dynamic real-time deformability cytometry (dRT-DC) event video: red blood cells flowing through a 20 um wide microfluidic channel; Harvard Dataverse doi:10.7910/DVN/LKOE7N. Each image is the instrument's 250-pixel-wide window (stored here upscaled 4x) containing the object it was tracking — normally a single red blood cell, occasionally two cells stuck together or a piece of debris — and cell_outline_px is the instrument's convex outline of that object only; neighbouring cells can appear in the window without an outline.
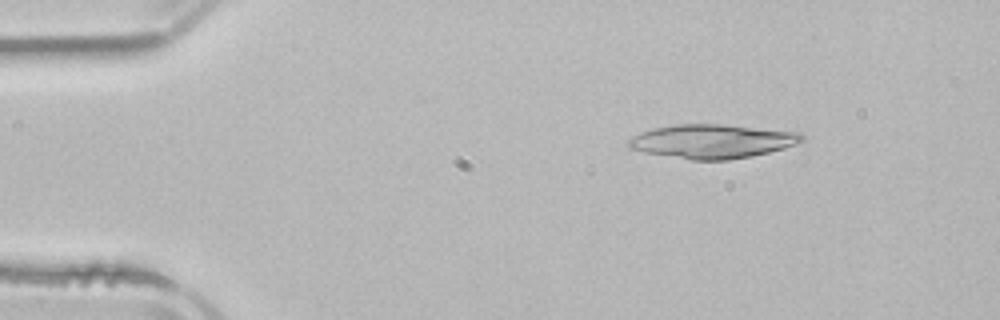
{"species": "common noctule bat (a hibernating species)", "species_latin": "Nyctalus noctula", "temperature_condition": "room temperature", "stored_images_in_passage": 5, "segment_of_instrument_passage": [1, 2], "camera_frame_rate_fps": 3000, "um_per_image_px": 0.085, "animal": {"sex": "male", "body_mass_g": 21.5, "forearm_length_mm": 52.0}, "frame": {"image": 1, "passage_image": 2, "time_ms": 1.667, "image_size_px": [1000, 320], "cell_outline_px": [[804, 140], [796, 144], [784, 148], [752, 156], [728, 160], [692, 160], [644, 152], [628, 148], [628, 140], [632, 136], [640, 132], [652, 128], [676, 124], [720, 124], [800, 132], [804, 136]], "centroid_in_image_um": [60.52, 12.01], "position_along_channel_um": 24.5, "area_um2": 34.33}}